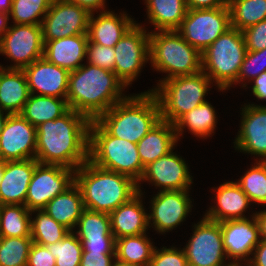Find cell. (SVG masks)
Wrapping results in <instances>:
<instances>
[{"label":"cell","mask_w":266,"mask_h":266,"mask_svg":"<svg viewBox=\"0 0 266 266\" xmlns=\"http://www.w3.org/2000/svg\"><path fill=\"white\" fill-rule=\"evenodd\" d=\"M231 28L243 31L266 20V0H227Z\"/></svg>","instance_id":"34"},{"label":"cell","mask_w":266,"mask_h":266,"mask_svg":"<svg viewBox=\"0 0 266 266\" xmlns=\"http://www.w3.org/2000/svg\"><path fill=\"white\" fill-rule=\"evenodd\" d=\"M148 20L158 31L177 30L187 13L185 0H145Z\"/></svg>","instance_id":"29"},{"label":"cell","mask_w":266,"mask_h":266,"mask_svg":"<svg viewBox=\"0 0 266 266\" xmlns=\"http://www.w3.org/2000/svg\"><path fill=\"white\" fill-rule=\"evenodd\" d=\"M96 121L110 135L137 144L161 121L160 106L153 92L128 95Z\"/></svg>","instance_id":"4"},{"label":"cell","mask_w":266,"mask_h":266,"mask_svg":"<svg viewBox=\"0 0 266 266\" xmlns=\"http://www.w3.org/2000/svg\"><path fill=\"white\" fill-rule=\"evenodd\" d=\"M252 81L254 83L251 87L253 95L258 98V100H266V71L262 72Z\"/></svg>","instance_id":"50"},{"label":"cell","mask_w":266,"mask_h":266,"mask_svg":"<svg viewBox=\"0 0 266 266\" xmlns=\"http://www.w3.org/2000/svg\"><path fill=\"white\" fill-rule=\"evenodd\" d=\"M247 51H259L266 48V20L242 31Z\"/></svg>","instance_id":"44"},{"label":"cell","mask_w":266,"mask_h":266,"mask_svg":"<svg viewBox=\"0 0 266 266\" xmlns=\"http://www.w3.org/2000/svg\"><path fill=\"white\" fill-rule=\"evenodd\" d=\"M36 127L21 114H9L0 134V160L36 158Z\"/></svg>","instance_id":"15"},{"label":"cell","mask_w":266,"mask_h":266,"mask_svg":"<svg viewBox=\"0 0 266 266\" xmlns=\"http://www.w3.org/2000/svg\"><path fill=\"white\" fill-rule=\"evenodd\" d=\"M230 28V9L226 3L223 7L215 9L187 10L185 18L176 31L202 53Z\"/></svg>","instance_id":"9"},{"label":"cell","mask_w":266,"mask_h":266,"mask_svg":"<svg viewBox=\"0 0 266 266\" xmlns=\"http://www.w3.org/2000/svg\"><path fill=\"white\" fill-rule=\"evenodd\" d=\"M247 49L242 31L228 29L202 52V71L220 90L237 81Z\"/></svg>","instance_id":"8"},{"label":"cell","mask_w":266,"mask_h":266,"mask_svg":"<svg viewBox=\"0 0 266 266\" xmlns=\"http://www.w3.org/2000/svg\"><path fill=\"white\" fill-rule=\"evenodd\" d=\"M211 79L203 72L161 80L150 90L158 100L161 120L175 124L184 114L206 102Z\"/></svg>","instance_id":"7"},{"label":"cell","mask_w":266,"mask_h":266,"mask_svg":"<svg viewBox=\"0 0 266 266\" xmlns=\"http://www.w3.org/2000/svg\"><path fill=\"white\" fill-rule=\"evenodd\" d=\"M227 259H233V266H242L238 261H250L256 245L261 241L259 226L255 217L220 222ZM232 257V258H231Z\"/></svg>","instance_id":"16"},{"label":"cell","mask_w":266,"mask_h":266,"mask_svg":"<svg viewBox=\"0 0 266 266\" xmlns=\"http://www.w3.org/2000/svg\"><path fill=\"white\" fill-rule=\"evenodd\" d=\"M36 218H31V238L34 243L48 246L61 241L70 230L62 224L55 221L43 209L34 210L31 213L37 212Z\"/></svg>","instance_id":"36"},{"label":"cell","mask_w":266,"mask_h":266,"mask_svg":"<svg viewBox=\"0 0 266 266\" xmlns=\"http://www.w3.org/2000/svg\"><path fill=\"white\" fill-rule=\"evenodd\" d=\"M94 18L91 13L88 26V39L101 46L114 47L135 21L126 14L102 11ZM120 16V17H119Z\"/></svg>","instance_id":"25"},{"label":"cell","mask_w":266,"mask_h":266,"mask_svg":"<svg viewBox=\"0 0 266 266\" xmlns=\"http://www.w3.org/2000/svg\"><path fill=\"white\" fill-rule=\"evenodd\" d=\"M115 253L82 252L80 266H111Z\"/></svg>","instance_id":"46"},{"label":"cell","mask_w":266,"mask_h":266,"mask_svg":"<svg viewBox=\"0 0 266 266\" xmlns=\"http://www.w3.org/2000/svg\"><path fill=\"white\" fill-rule=\"evenodd\" d=\"M89 160L104 169L130 177L137 184L145 168L137 144L110 135L96 120L89 126Z\"/></svg>","instance_id":"5"},{"label":"cell","mask_w":266,"mask_h":266,"mask_svg":"<svg viewBox=\"0 0 266 266\" xmlns=\"http://www.w3.org/2000/svg\"><path fill=\"white\" fill-rule=\"evenodd\" d=\"M30 95L24 70L0 65V109L8 114H20Z\"/></svg>","instance_id":"26"},{"label":"cell","mask_w":266,"mask_h":266,"mask_svg":"<svg viewBox=\"0 0 266 266\" xmlns=\"http://www.w3.org/2000/svg\"><path fill=\"white\" fill-rule=\"evenodd\" d=\"M85 252L115 253L116 239L80 240Z\"/></svg>","instance_id":"47"},{"label":"cell","mask_w":266,"mask_h":266,"mask_svg":"<svg viewBox=\"0 0 266 266\" xmlns=\"http://www.w3.org/2000/svg\"><path fill=\"white\" fill-rule=\"evenodd\" d=\"M27 266H56L55 258L46 246L33 242L29 251Z\"/></svg>","instance_id":"45"},{"label":"cell","mask_w":266,"mask_h":266,"mask_svg":"<svg viewBox=\"0 0 266 266\" xmlns=\"http://www.w3.org/2000/svg\"><path fill=\"white\" fill-rule=\"evenodd\" d=\"M176 142L175 126L161 120L137 143L143 167L167 155L175 148Z\"/></svg>","instance_id":"27"},{"label":"cell","mask_w":266,"mask_h":266,"mask_svg":"<svg viewBox=\"0 0 266 266\" xmlns=\"http://www.w3.org/2000/svg\"><path fill=\"white\" fill-rule=\"evenodd\" d=\"M240 131L234 145L240 152L266 159V106L245 104Z\"/></svg>","instance_id":"20"},{"label":"cell","mask_w":266,"mask_h":266,"mask_svg":"<svg viewBox=\"0 0 266 266\" xmlns=\"http://www.w3.org/2000/svg\"><path fill=\"white\" fill-rule=\"evenodd\" d=\"M149 60L155 70L167 74V80L202 71V53L176 30L150 32Z\"/></svg>","instance_id":"6"},{"label":"cell","mask_w":266,"mask_h":266,"mask_svg":"<svg viewBox=\"0 0 266 266\" xmlns=\"http://www.w3.org/2000/svg\"><path fill=\"white\" fill-rule=\"evenodd\" d=\"M266 71V48L259 51H247L235 83L254 80Z\"/></svg>","instance_id":"41"},{"label":"cell","mask_w":266,"mask_h":266,"mask_svg":"<svg viewBox=\"0 0 266 266\" xmlns=\"http://www.w3.org/2000/svg\"><path fill=\"white\" fill-rule=\"evenodd\" d=\"M75 4L87 9L90 13H94L99 9H103L102 11H107L105 9V0H70Z\"/></svg>","instance_id":"51"},{"label":"cell","mask_w":266,"mask_h":266,"mask_svg":"<svg viewBox=\"0 0 266 266\" xmlns=\"http://www.w3.org/2000/svg\"><path fill=\"white\" fill-rule=\"evenodd\" d=\"M255 217L259 226L260 238L266 241V210L256 212Z\"/></svg>","instance_id":"52"},{"label":"cell","mask_w":266,"mask_h":266,"mask_svg":"<svg viewBox=\"0 0 266 266\" xmlns=\"http://www.w3.org/2000/svg\"><path fill=\"white\" fill-rule=\"evenodd\" d=\"M68 110L69 106L64 98L31 94L20 114L37 127L41 123L61 117Z\"/></svg>","instance_id":"30"},{"label":"cell","mask_w":266,"mask_h":266,"mask_svg":"<svg viewBox=\"0 0 266 266\" xmlns=\"http://www.w3.org/2000/svg\"><path fill=\"white\" fill-rule=\"evenodd\" d=\"M85 209L111 213L137 193V183L130 177L101 168L90 160L75 170Z\"/></svg>","instance_id":"3"},{"label":"cell","mask_w":266,"mask_h":266,"mask_svg":"<svg viewBox=\"0 0 266 266\" xmlns=\"http://www.w3.org/2000/svg\"><path fill=\"white\" fill-rule=\"evenodd\" d=\"M74 174L75 170L71 168L38 163L24 205L29 211L44 209L49 201L74 183Z\"/></svg>","instance_id":"13"},{"label":"cell","mask_w":266,"mask_h":266,"mask_svg":"<svg viewBox=\"0 0 266 266\" xmlns=\"http://www.w3.org/2000/svg\"><path fill=\"white\" fill-rule=\"evenodd\" d=\"M145 234L116 239L115 257L134 266H149L156 247Z\"/></svg>","instance_id":"31"},{"label":"cell","mask_w":266,"mask_h":266,"mask_svg":"<svg viewBox=\"0 0 266 266\" xmlns=\"http://www.w3.org/2000/svg\"><path fill=\"white\" fill-rule=\"evenodd\" d=\"M187 164L179 155L170 151L167 155L145 167L140 182L149 181L160 191L189 190L193 183Z\"/></svg>","instance_id":"18"},{"label":"cell","mask_w":266,"mask_h":266,"mask_svg":"<svg viewBox=\"0 0 266 266\" xmlns=\"http://www.w3.org/2000/svg\"><path fill=\"white\" fill-rule=\"evenodd\" d=\"M12 10V0H0V13H10Z\"/></svg>","instance_id":"54"},{"label":"cell","mask_w":266,"mask_h":266,"mask_svg":"<svg viewBox=\"0 0 266 266\" xmlns=\"http://www.w3.org/2000/svg\"><path fill=\"white\" fill-rule=\"evenodd\" d=\"M84 114L69 109L36 127V160L76 170L89 160V126Z\"/></svg>","instance_id":"1"},{"label":"cell","mask_w":266,"mask_h":266,"mask_svg":"<svg viewBox=\"0 0 266 266\" xmlns=\"http://www.w3.org/2000/svg\"><path fill=\"white\" fill-rule=\"evenodd\" d=\"M87 63L114 72V47L101 46L88 41L86 49Z\"/></svg>","instance_id":"42"},{"label":"cell","mask_w":266,"mask_h":266,"mask_svg":"<svg viewBox=\"0 0 266 266\" xmlns=\"http://www.w3.org/2000/svg\"><path fill=\"white\" fill-rule=\"evenodd\" d=\"M4 112L5 111H2L0 109V134H1L2 130H3L5 122H6L7 118H8V116H9V114L7 112H5V113ZM4 114H5V116H4Z\"/></svg>","instance_id":"55"},{"label":"cell","mask_w":266,"mask_h":266,"mask_svg":"<svg viewBox=\"0 0 266 266\" xmlns=\"http://www.w3.org/2000/svg\"><path fill=\"white\" fill-rule=\"evenodd\" d=\"M74 232L70 231L61 241L46 246L54 256L56 266H80L83 247Z\"/></svg>","instance_id":"40"},{"label":"cell","mask_w":266,"mask_h":266,"mask_svg":"<svg viewBox=\"0 0 266 266\" xmlns=\"http://www.w3.org/2000/svg\"><path fill=\"white\" fill-rule=\"evenodd\" d=\"M88 41V34L43 41V57L69 72L75 71L83 65L81 62L86 58Z\"/></svg>","instance_id":"23"},{"label":"cell","mask_w":266,"mask_h":266,"mask_svg":"<svg viewBox=\"0 0 266 266\" xmlns=\"http://www.w3.org/2000/svg\"><path fill=\"white\" fill-rule=\"evenodd\" d=\"M255 164L236 183L251 202L266 205V165L260 159Z\"/></svg>","instance_id":"38"},{"label":"cell","mask_w":266,"mask_h":266,"mask_svg":"<svg viewBox=\"0 0 266 266\" xmlns=\"http://www.w3.org/2000/svg\"><path fill=\"white\" fill-rule=\"evenodd\" d=\"M215 199L217 206L209 208L205 218L216 222L247 218L243 212L251 205V201L236 182L221 184Z\"/></svg>","instance_id":"24"},{"label":"cell","mask_w":266,"mask_h":266,"mask_svg":"<svg viewBox=\"0 0 266 266\" xmlns=\"http://www.w3.org/2000/svg\"><path fill=\"white\" fill-rule=\"evenodd\" d=\"M111 266H134V265H130L128 263H124V262H121V261H118L116 258H115V262L113 260V263Z\"/></svg>","instance_id":"56"},{"label":"cell","mask_w":266,"mask_h":266,"mask_svg":"<svg viewBox=\"0 0 266 266\" xmlns=\"http://www.w3.org/2000/svg\"><path fill=\"white\" fill-rule=\"evenodd\" d=\"M14 61L7 69H24L43 57L41 25L14 24L0 37V54Z\"/></svg>","instance_id":"12"},{"label":"cell","mask_w":266,"mask_h":266,"mask_svg":"<svg viewBox=\"0 0 266 266\" xmlns=\"http://www.w3.org/2000/svg\"><path fill=\"white\" fill-rule=\"evenodd\" d=\"M84 209L80 189L74 182L63 193L49 201L43 210L55 221L73 231Z\"/></svg>","instance_id":"28"},{"label":"cell","mask_w":266,"mask_h":266,"mask_svg":"<svg viewBox=\"0 0 266 266\" xmlns=\"http://www.w3.org/2000/svg\"><path fill=\"white\" fill-rule=\"evenodd\" d=\"M253 258L245 265L246 266H266V241L262 240L256 245Z\"/></svg>","instance_id":"49"},{"label":"cell","mask_w":266,"mask_h":266,"mask_svg":"<svg viewBox=\"0 0 266 266\" xmlns=\"http://www.w3.org/2000/svg\"><path fill=\"white\" fill-rule=\"evenodd\" d=\"M31 214L25 205H0V237H31Z\"/></svg>","instance_id":"33"},{"label":"cell","mask_w":266,"mask_h":266,"mask_svg":"<svg viewBox=\"0 0 266 266\" xmlns=\"http://www.w3.org/2000/svg\"><path fill=\"white\" fill-rule=\"evenodd\" d=\"M23 70L27 77L30 94L36 95L38 92V95L67 98L70 74L68 70L49 62L44 57L34 61Z\"/></svg>","instance_id":"19"},{"label":"cell","mask_w":266,"mask_h":266,"mask_svg":"<svg viewBox=\"0 0 266 266\" xmlns=\"http://www.w3.org/2000/svg\"><path fill=\"white\" fill-rule=\"evenodd\" d=\"M53 0H12L9 13L14 24L41 25ZM42 18L39 20V17Z\"/></svg>","instance_id":"39"},{"label":"cell","mask_w":266,"mask_h":266,"mask_svg":"<svg viewBox=\"0 0 266 266\" xmlns=\"http://www.w3.org/2000/svg\"><path fill=\"white\" fill-rule=\"evenodd\" d=\"M149 266H189L184 250L175 247L154 250Z\"/></svg>","instance_id":"43"},{"label":"cell","mask_w":266,"mask_h":266,"mask_svg":"<svg viewBox=\"0 0 266 266\" xmlns=\"http://www.w3.org/2000/svg\"><path fill=\"white\" fill-rule=\"evenodd\" d=\"M134 23L114 46V73L127 87L137 78L145 62L149 61L150 33Z\"/></svg>","instance_id":"11"},{"label":"cell","mask_w":266,"mask_h":266,"mask_svg":"<svg viewBox=\"0 0 266 266\" xmlns=\"http://www.w3.org/2000/svg\"><path fill=\"white\" fill-rule=\"evenodd\" d=\"M31 237H0V266H27Z\"/></svg>","instance_id":"37"},{"label":"cell","mask_w":266,"mask_h":266,"mask_svg":"<svg viewBox=\"0 0 266 266\" xmlns=\"http://www.w3.org/2000/svg\"><path fill=\"white\" fill-rule=\"evenodd\" d=\"M39 162L36 159L4 162L0 183V205H24L28 186Z\"/></svg>","instance_id":"21"},{"label":"cell","mask_w":266,"mask_h":266,"mask_svg":"<svg viewBox=\"0 0 266 266\" xmlns=\"http://www.w3.org/2000/svg\"><path fill=\"white\" fill-rule=\"evenodd\" d=\"M186 7L190 9H215L223 7L227 0H185Z\"/></svg>","instance_id":"48"},{"label":"cell","mask_w":266,"mask_h":266,"mask_svg":"<svg viewBox=\"0 0 266 266\" xmlns=\"http://www.w3.org/2000/svg\"><path fill=\"white\" fill-rule=\"evenodd\" d=\"M189 190L160 191L151 200V213L148 222H153L157 232L165 233L176 228L183 222L191 211L192 201L188 195Z\"/></svg>","instance_id":"17"},{"label":"cell","mask_w":266,"mask_h":266,"mask_svg":"<svg viewBox=\"0 0 266 266\" xmlns=\"http://www.w3.org/2000/svg\"><path fill=\"white\" fill-rule=\"evenodd\" d=\"M9 17V13H0V37L10 28L7 26Z\"/></svg>","instance_id":"53"},{"label":"cell","mask_w":266,"mask_h":266,"mask_svg":"<svg viewBox=\"0 0 266 266\" xmlns=\"http://www.w3.org/2000/svg\"><path fill=\"white\" fill-rule=\"evenodd\" d=\"M138 193L127 203L110 213L111 231L115 239L145 234L149 226L148 214L142 205V190L137 184Z\"/></svg>","instance_id":"22"},{"label":"cell","mask_w":266,"mask_h":266,"mask_svg":"<svg viewBox=\"0 0 266 266\" xmlns=\"http://www.w3.org/2000/svg\"><path fill=\"white\" fill-rule=\"evenodd\" d=\"M90 15L70 0H53L41 24L43 41L87 34Z\"/></svg>","instance_id":"14"},{"label":"cell","mask_w":266,"mask_h":266,"mask_svg":"<svg viewBox=\"0 0 266 266\" xmlns=\"http://www.w3.org/2000/svg\"><path fill=\"white\" fill-rule=\"evenodd\" d=\"M4 162L3 160H0V183L2 181L3 178V174H4Z\"/></svg>","instance_id":"57"},{"label":"cell","mask_w":266,"mask_h":266,"mask_svg":"<svg viewBox=\"0 0 266 266\" xmlns=\"http://www.w3.org/2000/svg\"><path fill=\"white\" fill-rule=\"evenodd\" d=\"M75 232L79 240L115 239L111 231L110 214L84 209Z\"/></svg>","instance_id":"35"},{"label":"cell","mask_w":266,"mask_h":266,"mask_svg":"<svg viewBox=\"0 0 266 266\" xmlns=\"http://www.w3.org/2000/svg\"><path fill=\"white\" fill-rule=\"evenodd\" d=\"M216 112L209 102H204L191 111L184 114L175 124L176 137L182 136L187 127L197 137L207 138L214 133L216 127Z\"/></svg>","instance_id":"32"},{"label":"cell","mask_w":266,"mask_h":266,"mask_svg":"<svg viewBox=\"0 0 266 266\" xmlns=\"http://www.w3.org/2000/svg\"><path fill=\"white\" fill-rule=\"evenodd\" d=\"M189 266H233L227 259L220 222L205 217L194 225V232L183 248Z\"/></svg>","instance_id":"10"},{"label":"cell","mask_w":266,"mask_h":266,"mask_svg":"<svg viewBox=\"0 0 266 266\" xmlns=\"http://www.w3.org/2000/svg\"><path fill=\"white\" fill-rule=\"evenodd\" d=\"M125 87L114 72L83 64L69 74L67 104L69 109L96 120L127 97L122 93Z\"/></svg>","instance_id":"2"}]
</instances>
